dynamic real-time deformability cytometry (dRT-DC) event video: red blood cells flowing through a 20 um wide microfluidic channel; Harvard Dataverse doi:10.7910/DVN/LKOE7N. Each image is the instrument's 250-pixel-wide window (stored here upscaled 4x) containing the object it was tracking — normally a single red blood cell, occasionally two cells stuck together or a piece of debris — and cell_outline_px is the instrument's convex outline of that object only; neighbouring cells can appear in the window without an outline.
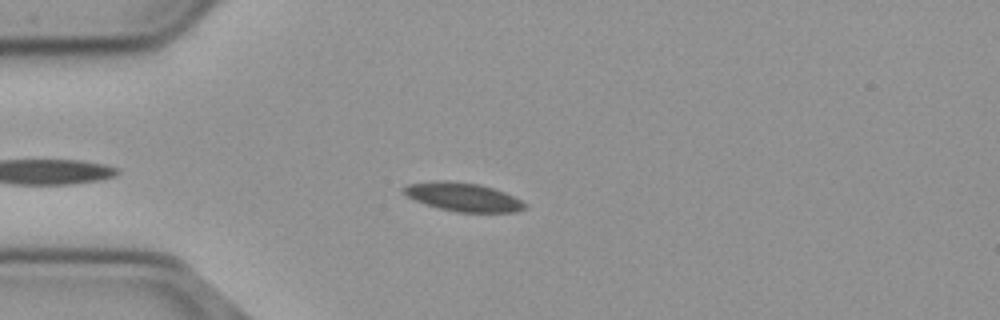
{"species": "common noctule bat (a hibernating species)", "species_latin": "Nyctalus noctula", "temperature_condition": "cold", "stored_images_in_passage": 45, "camera_frame_rate_fps": 3000, "um_per_image_px": 0.085, "animal": {"sex": "male", "body_mass_g": 23.1, "forearm_length_mm": 52.7}, "frame": {"image": 1, "passage_image": 7, "time_ms": 2.0, "image_size_px": [1000, 320], "cell_outline_px": [[528, 204], [524, 208], [516, 212], [456, 212], [440, 208], [404, 196], [400, 192], [400, 188], [408, 184], [432, 180], [452, 180], [480, 184], [504, 192]], "centroid_in_image_um": [39.29, 16.72], "position_along_channel_um": 45.7, "area_um2": 20.35}}
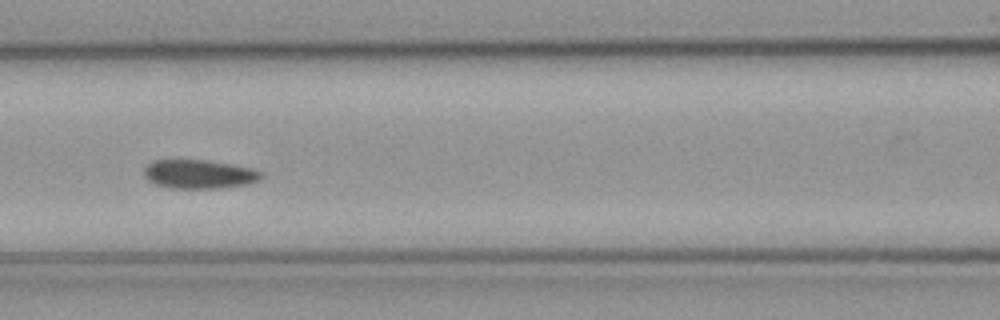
{"frame": {"image": 2, "passage_image": 17, "time_ms": 5.333, "image_size_px": [1000, 320], "cell_outline_px": [[264, 176], [260, 180], [248, 184], [220, 188], [168, 188], [156, 184], [148, 180], [144, 176], [144, 168], [152, 160], [208, 160], [252, 168], [264, 172]], "centroid_in_image_um": [16.95, 14.8], "position_along_channel_um": 149.6, "area_um2": 19.88}}
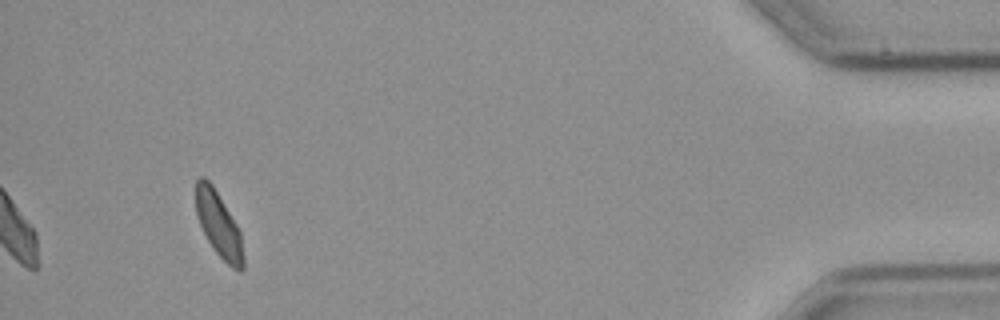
{"frame": {"image": 3, "passage_image": 45, "time_ms": 14.667, "image_size_px": [1000, 320], "cell_outline_px": [[244, 268], [240, 272], [232, 268], [212, 248], [200, 224], [196, 212], [196, 180], [200, 176], [204, 176], [212, 184], [236, 224], [240, 232], [244, 256]], "centroid_in_image_um": [18.59, 19.11], "position_along_channel_um": 416.6, "area_um2": 17.8}, "authors_computed_cell_mechanics": {"area_um2": 19.8832, "velocity_mm_per_s": 3.6535, "shape_relaxation_time_tau1_ms": null, "shape_relaxation_time_tau2_ms": 6.2553, "deformation_change_tau1": null, "deformation_change_tau2": 0.0972}}